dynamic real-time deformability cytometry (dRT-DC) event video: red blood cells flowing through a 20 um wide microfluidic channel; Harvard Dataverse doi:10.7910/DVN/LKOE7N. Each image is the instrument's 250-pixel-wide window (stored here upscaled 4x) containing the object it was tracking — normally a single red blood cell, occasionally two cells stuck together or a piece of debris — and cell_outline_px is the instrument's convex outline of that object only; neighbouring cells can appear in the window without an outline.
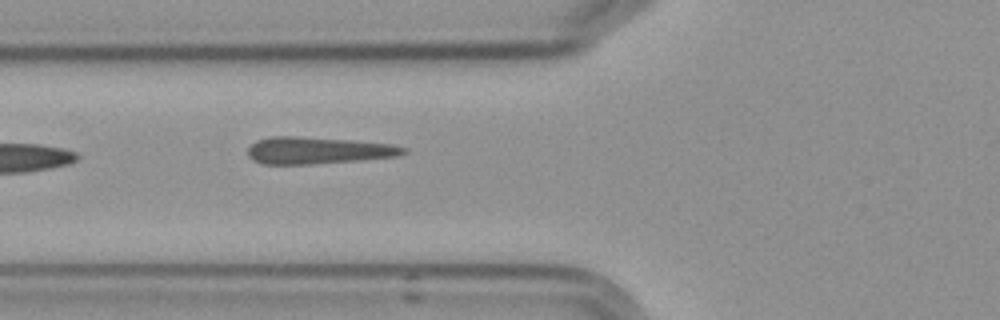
{"species": "Egyptian fruit bat (a non-hibernating species)", "species_latin": "Rousettus aegyptiacus", "temperature_condition": "cold", "stored_images_in_passage": 6, "camera_frame_rate_fps": 3000, "um_per_image_px": 0.085, "frame": {"image": 1, "passage_image": 6, "time_ms": 6.667, "image_size_px": [1000, 320], "cell_outline_px": [[408, 152], [396, 156], [356, 160], [312, 164], [264, 164], [252, 160], [248, 156], [248, 148], [256, 140], [272, 136], [296, 136], [352, 140], [392, 144], [408, 148]], "centroid_in_image_um": [27.0, 12.78], "position_along_channel_um": 98.8, "area_um2": 24.39}}